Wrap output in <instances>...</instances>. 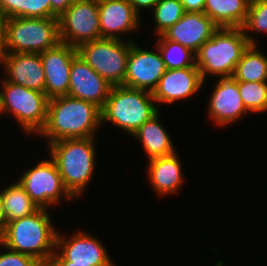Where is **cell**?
I'll return each instance as SVG.
<instances>
[{
	"mask_svg": "<svg viewBox=\"0 0 267 266\" xmlns=\"http://www.w3.org/2000/svg\"><path fill=\"white\" fill-rule=\"evenodd\" d=\"M208 103V115L218 126L237 122L248 113L238 90V81L233 75L218 76ZM229 123V124H228Z\"/></svg>",
	"mask_w": 267,
	"mask_h": 266,
	"instance_id": "cell-14",
	"label": "cell"
},
{
	"mask_svg": "<svg viewBox=\"0 0 267 266\" xmlns=\"http://www.w3.org/2000/svg\"><path fill=\"white\" fill-rule=\"evenodd\" d=\"M155 43L166 69H182L195 64V53L180 43L167 40L163 35Z\"/></svg>",
	"mask_w": 267,
	"mask_h": 266,
	"instance_id": "cell-26",
	"label": "cell"
},
{
	"mask_svg": "<svg viewBox=\"0 0 267 266\" xmlns=\"http://www.w3.org/2000/svg\"><path fill=\"white\" fill-rule=\"evenodd\" d=\"M202 84L204 81L195 64L182 69H167L152 94L156 103L173 104L192 97Z\"/></svg>",
	"mask_w": 267,
	"mask_h": 266,
	"instance_id": "cell-16",
	"label": "cell"
},
{
	"mask_svg": "<svg viewBox=\"0 0 267 266\" xmlns=\"http://www.w3.org/2000/svg\"><path fill=\"white\" fill-rule=\"evenodd\" d=\"M124 38H99L80 44L77 53L111 86L123 85L130 45Z\"/></svg>",
	"mask_w": 267,
	"mask_h": 266,
	"instance_id": "cell-8",
	"label": "cell"
},
{
	"mask_svg": "<svg viewBox=\"0 0 267 266\" xmlns=\"http://www.w3.org/2000/svg\"><path fill=\"white\" fill-rule=\"evenodd\" d=\"M47 266H89V264H73V262L65 260L58 250H55Z\"/></svg>",
	"mask_w": 267,
	"mask_h": 266,
	"instance_id": "cell-34",
	"label": "cell"
},
{
	"mask_svg": "<svg viewBox=\"0 0 267 266\" xmlns=\"http://www.w3.org/2000/svg\"><path fill=\"white\" fill-rule=\"evenodd\" d=\"M75 0H50L51 18H59Z\"/></svg>",
	"mask_w": 267,
	"mask_h": 266,
	"instance_id": "cell-31",
	"label": "cell"
},
{
	"mask_svg": "<svg viewBox=\"0 0 267 266\" xmlns=\"http://www.w3.org/2000/svg\"><path fill=\"white\" fill-rule=\"evenodd\" d=\"M154 103L156 101L149 91L123 85L112 86L101 109V123L110 122L132 136L159 112Z\"/></svg>",
	"mask_w": 267,
	"mask_h": 266,
	"instance_id": "cell-4",
	"label": "cell"
},
{
	"mask_svg": "<svg viewBox=\"0 0 267 266\" xmlns=\"http://www.w3.org/2000/svg\"><path fill=\"white\" fill-rule=\"evenodd\" d=\"M111 87L79 54L72 59L68 96L93 103L102 109Z\"/></svg>",
	"mask_w": 267,
	"mask_h": 266,
	"instance_id": "cell-15",
	"label": "cell"
},
{
	"mask_svg": "<svg viewBox=\"0 0 267 266\" xmlns=\"http://www.w3.org/2000/svg\"><path fill=\"white\" fill-rule=\"evenodd\" d=\"M0 11L8 18H51L50 0H0Z\"/></svg>",
	"mask_w": 267,
	"mask_h": 266,
	"instance_id": "cell-25",
	"label": "cell"
},
{
	"mask_svg": "<svg viewBox=\"0 0 267 266\" xmlns=\"http://www.w3.org/2000/svg\"><path fill=\"white\" fill-rule=\"evenodd\" d=\"M153 9L155 31L159 36L177 23L185 12L181 0H159Z\"/></svg>",
	"mask_w": 267,
	"mask_h": 266,
	"instance_id": "cell-27",
	"label": "cell"
},
{
	"mask_svg": "<svg viewBox=\"0 0 267 266\" xmlns=\"http://www.w3.org/2000/svg\"><path fill=\"white\" fill-rule=\"evenodd\" d=\"M4 226V213H3V207H2V196L0 192V232L3 229Z\"/></svg>",
	"mask_w": 267,
	"mask_h": 266,
	"instance_id": "cell-36",
	"label": "cell"
},
{
	"mask_svg": "<svg viewBox=\"0 0 267 266\" xmlns=\"http://www.w3.org/2000/svg\"><path fill=\"white\" fill-rule=\"evenodd\" d=\"M101 109L90 102L68 95L49 99L44 127L37 134L48 139V145L58 140L95 137L100 128Z\"/></svg>",
	"mask_w": 267,
	"mask_h": 266,
	"instance_id": "cell-1",
	"label": "cell"
},
{
	"mask_svg": "<svg viewBox=\"0 0 267 266\" xmlns=\"http://www.w3.org/2000/svg\"><path fill=\"white\" fill-rule=\"evenodd\" d=\"M98 7L101 38L122 40L121 34L141 26L140 16L129 0H98Z\"/></svg>",
	"mask_w": 267,
	"mask_h": 266,
	"instance_id": "cell-19",
	"label": "cell"
},
{
	"mask_svg": "<svg viewBox=\"0 0 267 266\" xmlns=\"http://www.w3.org/2000/svg\"><path fill=\"white\" fill-rule=\"evenodd\" d=\"M155 48L156 52L143 50L134 41L131 43L123 86L153 93L167 70L156 45Z\"/></svg>",
	"mask_w": 267,
	"mask_h": 266,
	"instance_id": "cell-11",
	"label": "cell"
},
{
	"mask_svg": "<svg viewBox=\"0 0 267 266\" xmlns=\"http://www.w3.org/2000/svg\"><path fill=\"white\" fill-rule=\"evenodd\" d=\"M59 42L58 18H8L6 53H42Z\"/></svg>",
	"mask_w": 267,
	"mask_h": 266,
	"instance_id": "cell-6",
	"label": "cell"
},
{
	"mask_svg": "<svg viewBox=\"0 0 267 266\" xmlns=\"http://www.w3.org/2000/svg\"><path fill=\"white\" fill-rule=\"evenodd\" d=\"M0 192L4 224L31 215L39 209V206L30 198L18 181Z\"/></svg>",
	"mask_w": 267,
	"mask_h": 266,
	"instance_id": "cell-23",
	"label": "cell"
},
{
	"mask_svg": "<svg viewBox=\"0 0 267 266\" xmlns=\"http://www.w3.org/2000/svg\"><path fill=\"white\" fill-rule=\"evenodd\" d=\"M242 29L250 45H257L255 37L248 34V31L267 33V0H250L247 19Z\"/></svg>",
	"mask_w": 267,
	"mask_h": 266,
	"instance_id": "cell-29",
	"label": "cell"
},
{
	"mask_svg": "<svg viewBox=\"0 0 267 266\" xmlns=\"http://www.w3.org/2000/svg\"><path fill=\"white\" fill-rule=\"evenodd\" d=\"M0 246L7 251L0 253V266H43L39 261L29 255L13 251L4 247L1 243Z\"/></svg>",
	"mask_w": 267,
	"mask_h": 266,
	"instance_id": "cell-30",
	"label": "cell"
},
{
	"mask_svg": "<svg viewBox=\"0 0 267 266\" xmlns=\"http://www.w3.org/2000/svg\"><path fill=\"white\" fill-rule=\"evenodd\" d=\"M1 82L3 90H0V114H13L26 133L38 134L47 118V95L5 79Z\"/></svg>",
	"mask_w": 267,
	"mask_h": 266,
	"instance_id": "cell-7",
	"label": "cell"
},
{
	"mask_svg": "<svg viewBox=\"0 0 267 266\" xmlns=\"http://www.w3.org/2000/svg\"><path fill=\"white\" fill-rule=\"evenodd\" d=\"M6 81L45 93V74L40 53H6L1 59Z\"/></svg>",
	"mask_w": 267,
	"mask_h": 266,
	"instance_id": "cell-17",
	"label": "cell"
},
{
	"mask_svg": "<svg viewBox=\"0 0 267 266\" xmlns=\"http://www.w3.org/2000/svg\"><path fill=\"white\" fill-rule=\"evenodd\" d=\"M238 90L248 112H267V82H238Z\"/></svg>",
	"mask_w": 267,
	"mask_h": 266,
	"instance_id": "cell-28",
	"label": "cell"
},
{
	"mask_svg": "<svg viewBox=\"0 0 267 266\" xmlns=\"http://www.w3.org/2000/svg\"><path fill=\"white\" fill-rule=\"evenodd\" d=\"M46 208L4 224L0 243L13 251L29 255L47 266L56 248L57 230Z\"/></svg>",
	"mask_w": 267,
	"mask_h": 266,
	"instance_id": "cell-2",
	"label": "cell"
},
{
	"mask_svg": "<svg viewBox=\"0 0 267 266\" xmlns=\"http://www.w3.org/2000/svg\"><path fill=\"white\" fill-rule=\"evenodd\" d=\"M248 42L242 28L221 27L195 53V65L203 81L206 75H233Z\"/></svg>",
	"mask_w": 267,
	"mask_h": 266,
	"instance_id": "cell-5",
	"label": "cell"
},
{
	"mask_svg": "<svg viewBox=\"0 0 267 266\" xmlns=\"http://www.w3.org/2000/svg\"><path fill=\"white\" fill-rule=\"evenodd\" d=\"M159 0H129L134 10L140 15L142 9H153Z\"/></svg>",
	"mask_w": 267,
	"mask_h": 266,
	"instance_id": "cell-35",
	"label": "cell"
},
{
	"mask_svg": "<svg viewBox=\"0 0 267 266\" xmlns=\"http://www.w3.org/2000/svg\"><path fill=\"white\" fill-rule=\"evenodd\" d=\"M45 74V94L49 99L68 95L70 67L78 54L77 47L59 42L40 53Z\"/></svg>",
	"mask_w": 267,
	"mask_h": 266,
	"instance_id": "cell-12",
	"label": "cell"
},
{
	"mask_svg": "<svg viewBox=\"0 0 267 266\" xmlns=\"http://www.w3.org/2000/svg\"><path fill=\"white\" fill-rule=\"evenodd\" d=\"M184 11L203 12L205 0H181Z\"/></svg>",
	"mask_w": 267,
	"mask_h": 266,
	"instance_id": "cell-33",
	"label": "cell"
},
{
	"mask_svg": "<svg viewBox=\"0 0 267 266\" xmlns=\"http://www.w3.org/2000/svg\"><path fill=\"white\" fill-rule=\"evenodd\" d=\"M18 182L39 208L47 209L50 205H56L62 195L71 200L74 198L66 189L58 167L51 157L50 160H43L34 168L25 171Z\"/></svg>",
	"mask_w": 267,
	"mask_h": 266,
	"instance_id": "cell-10",
	"label": "cell"
},
{
	"mask_svg": "<svg viewBox=\"0 0 267 266\" xmlns=\"http://www.w3.org/2000/svg\"><path fill=\"white\" fill-rule=\"evenodd\" d=\"M160 113L146 121L132 136L138 139L148 154V160L170 156L176 152L173 141L159 122Z\"/></svg>",
	"mask_w": 267,
	"mask_h": 266,
	"instance_id": "cell-21",
	"label": "cell"
},
{
	"mask_svg": "<svg viewBox=\"0 0 267 266\" xmlns=\"http://www.w3.org/2000/svg\"><path fill=\"white\" fill-rule=\"evenodd\" d=\"M219 27L203 12L185 11L181 19L162 35L170 41L180 43L196 53Z\"/></svg>",
	"mask_w": 267,
	"mask_h": 266,
	"instance_id": "cell-18",
	"label": "cell"
},
{
	"mask_svg": "<svg viewBox=\"0 0 267 266\" xmlns=\"http://www.w3.org/2000/svg\"><path fill=\"white\" fill-rule=\"evenodd\" d=\"M250 0H205L203 13L219 27L242 28Z\"/></svg>",
	"mask_w": 267,
	"mask_h": 266,
	"instance_id": "cell-22",
	"label": "cell"
},
{
	"mask_svg": "<svg viewBox=\"0 0 267 266\" xmlns=\"http://www.w3.org/2000/svg\"><path fill=\"white\" fill-rule=\"evenodd\" d=\"M77 232L66 239L57 231L55 248L56 250L61 248L59 254L65 260L89 266H116L101 241L85 231Z\"/></svg>",
	"mask_w": 267,
	"mask_h": 266,
	"instance_id": "cell-13",
	"label": "cell"
},
{
	"mask_svg": "<svg viewBox=\"0 0 267 266\" xmlns=\"http://www.w3.org/2000/svg\"><path fill=\"white\" fill-rule=\"evenodd\" d=\"M95 137L58 140L49 144L63 183L75 198L81 196L95 170Z\"/></svg>",
	"mask_w": 267,
	"mask_h": 266,
	"instance_id": "cell-3",
	"label": "cell"
},
{
	"mask_svg": "<svg viewBox=\"0 0 267 266\" xmlns=\"http://www.w3.org/2000/svg\"><path fill=\"white\" fill-rule=\"evenodd\" d=\"M147 171L150 185L160 197L177 193L184 183L181 162L176 152L170 156L150 159Z\"/></svg>",
	"mask_w": 267,
	"mask_h": 266,
	"instance_id": "cell-20",
	"label": "cell"
},
{
	"mask_svg": "<svg viewBox=\"0 0 267 266\" xmlns=\"http://www.w3.org/2000/svg\"><path fill=\"white\" fill-rule=\"evenodd\" d=\"M8 17L0 11V59L6 54V25Z\"/></svg>",
	"mask_w": 267,
	"mask_h": 266,
	"instance_id": "cell-32",
	"label": "cell"
},
{
	"mask_svg": "<svg viewBox=\"0 0 267 266\" xmlns=\"http://www.w3.org/2000/svg\"><path fill=\"white\" fill-rule=\"evenodd\" d=\"M249 45L235 67L233 76L238 82H267V56Z\"/></svg>",
	"mask_w": 267,
	"mask_h": 266,
	"instance_id": "cell-24",
	"label": "cell"
},
{
	"mask_svg": "<svg viewBox=\"0 0 267 266\" xmlns=\"http://www.w3.org/2000/svg\"><path fill=\"white\" fill-rule=\"evenodd\" d=\"M60 42L78 47L101 38L98 0H75L58 18Z\"/></svg>",
	"mask_w": 267,
	"mask_h": 266,
	"instance_id": "cell-9",
	"label": "cell"
}]
</instances>
